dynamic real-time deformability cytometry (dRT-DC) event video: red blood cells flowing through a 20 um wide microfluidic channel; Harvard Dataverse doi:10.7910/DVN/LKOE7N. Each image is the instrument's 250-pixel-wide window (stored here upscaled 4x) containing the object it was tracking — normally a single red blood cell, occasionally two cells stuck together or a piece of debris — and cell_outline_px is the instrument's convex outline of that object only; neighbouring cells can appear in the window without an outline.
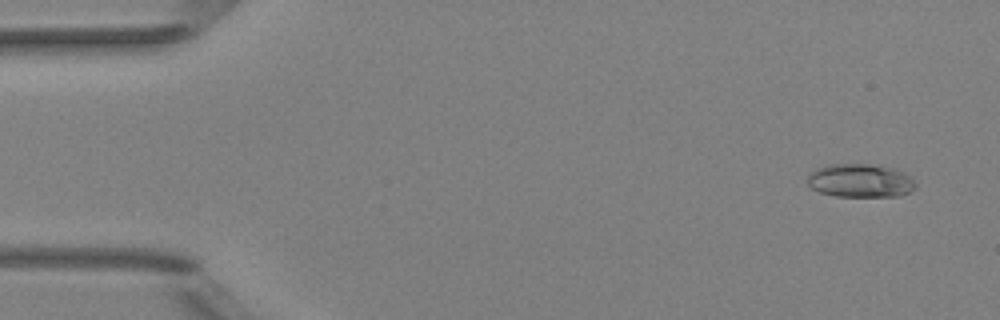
{"species": "Egyptian fruit bat (a non-hibernating species)", "species_latin": "Rousettus aegyptiacus", "temperature_condition": "room temperature", "stored_images_in_passage": 5, "camera_frame_rate_fps": 3000, "um_per_image_px": 0.085, "animal": {"sex": "female"}, "frame": {"image": 1, "passage_image": 1, "time_ms": 0.0, "image_size_px": [1000, 320], "cell_outline_px": [[916, 188], [900, 196], [836, 196], [820, 192], [812, 188], [808, 184], [808, 176], [816, 168], [828, 164], [876, 164], [896, 168], [912, 176], [916, 184]], "centroid_in_image_um": [73.17, 15.34], "position_along_channel_um": 11.8, "area_um2": 21.33}}
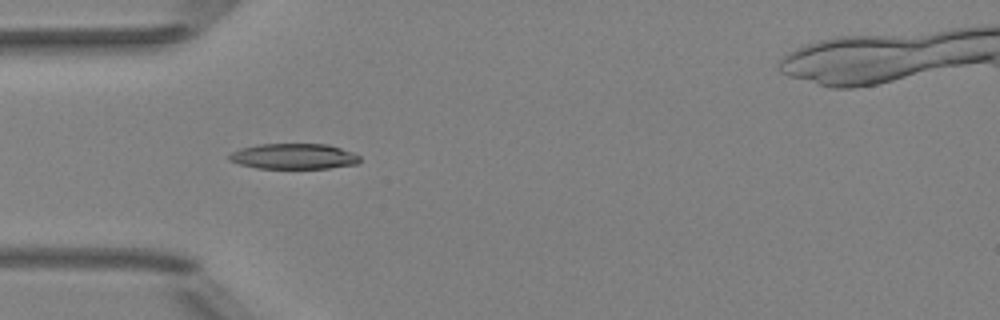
{"frame": {"image": 2, "passage_image": 4, "time_ms": 1.0, "image_size_px": [1000, 320], "cell_outline_px": [[360, 160], [356, 164], [328, 168], [256, 168], [240, 164], [228, 160], [228, 156], [232, 152], [240, 148], [260, 144], [328, 144], [352, 152], [360, 156]], "centroid_in_image_um": [24.96, 13.29], "position_along_channel_um": 60.0, "area_um2": 19.36}}
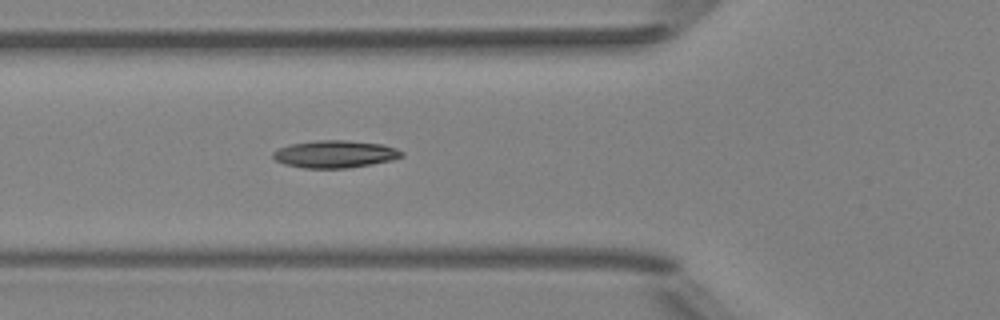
{"frame": {"image": 3, "passage_image": 5, "time_ms": 1.333, "image_size_px": [1000, 320], "cell_outline_px": [[404, 156], [392, 160], [372, 164], [348, 168], [304, 168], [284, 164], [276, 160], [272, 156], [272, 152], [280, 148], [292, 144], [316, 140], [348, 140], [384, 144], [396, 148], [404, 152]], "centroid_in_image_um": [28.51, 13.09], "position_along_channel_um": 97.3, "area_um2": 20.63}}